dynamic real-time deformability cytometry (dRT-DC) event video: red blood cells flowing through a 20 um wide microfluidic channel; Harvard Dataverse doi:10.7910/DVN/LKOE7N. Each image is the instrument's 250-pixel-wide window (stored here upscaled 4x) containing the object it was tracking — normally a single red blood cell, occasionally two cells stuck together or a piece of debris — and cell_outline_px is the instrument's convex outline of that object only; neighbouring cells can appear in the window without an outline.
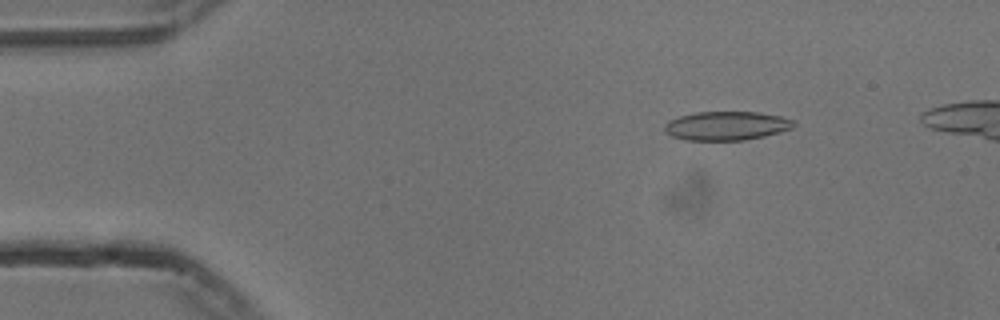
{"species": "common noctule bat (a hibernating species)", "species_latin": "Nyctalus noctula", "temperature_condition": "cold", "stored_images_in_passage": 50, "camera_frame_rate_fps": 3000, "um_per_image_px": 0.085, "animal": {"sex": "male", "body_mass_g": 13.3}, "frame": {"image": 1, "passage_image": 7, "time_ms": 2.0, "image_size_px": [1000, 320], "cell_outline_px": [[796, 124], [792, 128], [764, 136], [744, 140], [684, 140], [672, 136], [664, 128], [664, 124], [668, 120], [680, 116], [696, 112], [756, 112], [780, 116], [796, 120]], "centroid_in_image_um": [61.76, 10.69], "position_along_channel_um": 23.2, "area_um2": 21.68}}
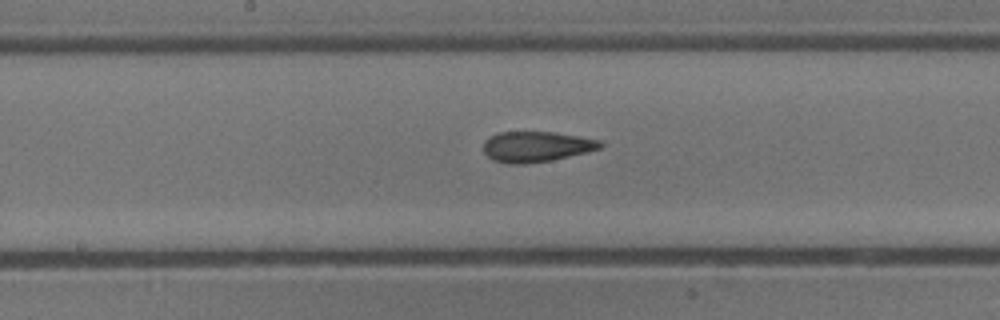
{"frame": {"image": 2, "passage_image": 27, "time_ms": 8.667, "image_size_px": [1000, 320], "cell_outline_px": [[604, 144], [600, 148], [552, 160], [524, 164], [508, 164], [492, 160], [484, 152], [484, 140], [488, 136], [496, 132], [556, 132], [580, 136], [600, 140]], "centroid_in_image_um": [45.54, 12.45], "position_along_channel_um": 202.7, "area_um2": 20.87}}
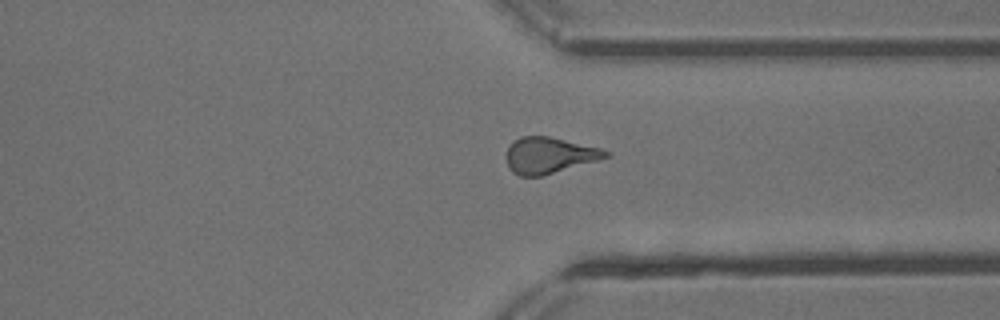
{"frame": {"image": 3, "passage_image": 40, "time_ms": 13.0, "image_size_px": [1000, 320], "cell_outline_px": [[608, 156], [596, 160], [540, 176], [520, 176], [512, 172], [508, 168], [508, 148], [520, 136], [548, 136], [600, 148], [608, 152]], "centroid_in_image_um": [46.64, 13.2], "position_along_channel_um": 364.8, "area_um2": 20.23}, "authors_computed_cell_mechanics": {"area_um2": 21.1259, "velocity_mm_per_s": 3.7643, "shape_relaxation_time_tau1_ms": null, "shape_relaxation_time_tau2_ms": 2.1776, "deformation_change_tau1": null, "deformation_change_tau2": 0.0975}}